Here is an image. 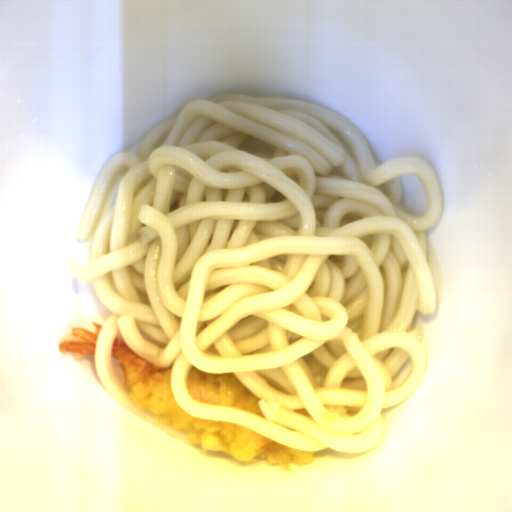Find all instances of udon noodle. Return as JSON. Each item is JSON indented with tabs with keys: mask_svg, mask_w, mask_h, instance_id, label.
I'll use <instances>...</instances> for the list:
<instances>
[{
	"mask_svg": "<svg viewBox=\"0 0 512 512\" xmlns=\"http://www.w3.org/2000/svg\"><path fill=\"white\" fill-rule=\"evenodd\" d=\"M136 153L104 165L76 236V270L112 313L93 357L104 391L170 435L129 395L113 356L121 338L171 368L192 416L229 422L286 447L371 450L384 409L427 369L416 312L439 299L426 234L444 215L436 170L417 157L376 164L347 117L312 102L217 92L149 129ZM417 176L429 208L401 207ZM235 374L264 415L202 404L192 367Z\"/></svg>",
	"mask_w": 512,
	"mask_h": 512,
	"instance_id": "obj_1",
	"label": "udon noodle"
}]
</instances>
